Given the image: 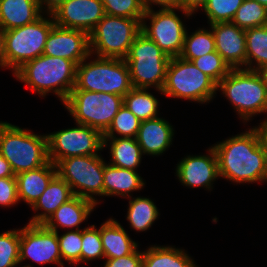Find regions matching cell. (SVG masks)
Masks as SVG:
<instances>
[{
	"instance_id": "obj_1",
	"label": "cell",
	"mask_w": 267,
	"mask_h": 267,
	"mask_svg": "<svg viewBox=\"0 0 267 267\" xmlns=\"http://www.w3.org/2000/svg\"><path fill=\"white\" fill-rule=\"evenodd\" d=\"M219 177L236 183L267 181V163L254 128L213 146Z\"/></svg>"
},
{
	"instance_id": "obj_2",
	"label": "cell",
	"mask_w": 267,
	"mask_h": 267,
	"mask_svg": "<svg viewBox=\"0 0 267 267\" xmlns=\"http://www.w3.org/2000/svg\"><path fill=\"white\" fill-rule=\"evenodd\" d=\"M76 66L71 60L42 54L25 62L14 75L42 97L53 91L64 103L75 87Z\"/></svg>"
},
{
	"instance_id": "obj_3",
	"label": "cell",
	"mask_w": 267,
	"mask_h": 267,
	"mask_svg": "<svg viewBox=\"0 0 267 267\" xmlns=\"http://www.w3.org/2000/svg\"><path fill=\"white\" fill-rule=\"evenodd\" d=\"M85 60L76 66V83L72 90L103 92L124 97L133 88L125 59L97 56L90 63Z\"/></svg>"
},
{
	"instance_id": "obj_4",
	"label": "cell",
	"mask_w": 267,
	"mask_h": 267,
	"mask_svg": "<svg viewBox=\"0 0 267 267\" xmlns=\"http://www.w3.org/2000/svg\"><path fill=\"white\" fill-rule=\"evenodd\" d=\"M0 154L15 175L44 166L49 162L47 135L6 123L0 130Z\"/></svg>"
},
{
	"instance_id": "obj_5",
	"label": "cell",
	"mask_w": 267,
	"mask_h": 267,
	"mask_svg": "<svg viewBox=\"0 0 267 267\" xmlns=\"http://www.w3.org/2000/svg\"><path fill=\"white\" fill-rule=\"evenodd\" d=\"M244 121L260 113H267V84L257 71L232 69L217 84Z\"/></svg>"
},
{
	"instance_id": "obj_6",
	"label": "cell",
	"mask_w": 267,
	"mask_h": 267,
	"mask_svg": "<svg viewBox=\"0 0 267 267\" xmlns=\"http://www.w3.org/2000/svg\"><path fill=\"white\" fill-rule=\"evenodd\" d=\"M170 59L153 40L140 32L125 58L133 88L153 86L161 92Z\"/></svg>"
},
{
	"instance_id": "obj_7",
	"label": "cell",
	"mask_w": 267,
	"mask_h": 267,
	"mask_svg": "<svg viewBox=\"0 0 267 267\" xmlns=\"http://www.w3.org/2000/svg\"><path fill=\"white\" fill-rule=\"evenodd\" d=\"M141 21L105 14L89 33L90 53L98 57L125 59L141 32Z\"/></svg>"
},
{
	"instance_id": "obj_8",
	"label": "cell",
	"mask_w": 267,
	"mask_h": 267,
	"mask_svg": "<svg viewBox=\"0 0 267 267\" xmlns=\"http://www.w3.org/2000/svg\"><path fill=\"white\" fill-rule=\"evenodd\" d=\"M217 84L201 72L192 61L178 57L170 59L161 93L199 103L210 102Z\"/></svg>"
},
{
	"instance_id": "obj_9",
	"label": "cell",
	"mask_w": 267,
	"mask_h": 267,
	"mask_svg": "<svg viewBox=\"0 0 267 267\" xmlns=\"http://www.w3.org/2000/svg\"><path fill=\"white\" fill-rule=\"evenodd\" d=\"M63 104L77 124L95 128L103 134L123 105V97L103 92L71 90Z\"/></svg>"
},
{
	"instance_id": "obj_10",
	"label": "cell",
	"mask_w": 267,
	"mask_h": 267,
	"mask_svg": "<svg viewBox=\"0 0 267 267\" xmlns=\"http://www.w3.org/2000/svg\"><path fill=\"white\" fill-rule=\"evenodd\" d=\"M54 25L53 16L50 14L49 19L43 18L42 15L30 24L6 30L4 68H11L15 72L25 62L41 56L47 36Z\"/></svg>"
},
{
	"instance_id": "obj_11",
	"label": "cell",
	"mask_w": 267,
	"mask_h": 267,
	"mask_svg": "<svg viewBox=\"0 0 267 267\" xmlns=\"http://www.w3.org/2000/svg\"><path fill=\"white\" fill-rule=\"evenodd\" d=\"M104 166L100 155L68 157L56 164L57 174L69 184L73 194L96 205L98 202L93 195L104 196Z\"/></svg>"
},
{
	"instance_id": "obj_12",
	"label": "cell",
	"mask_w": 267,
	"mask_h": 267,
	"mask_svg": "<svg viewBox=\"0 0 267 267\" xmlns=\"http://www.w3.org/2000/svg\"><path fill=\"white\" fill-rule=\"evenodd\" d=\"M77 125L47 135L48 158L53 164L68 157L98 155L103 149V134L99 130Z\"/></svg>"
},
{
	"instance_id": "obj_13",
	"label": "cell",
	"mask_w": 267,
	"mask_h": 267,
	"mask_svg": "<svg viewBox=\"0 0 267 267\" xmlns=\"http://www.w3.org/2000/svg\"><path fill=\"white\" fill-rule=\"evenodd\" d=\"M175 10L176 8H160L155 12L151 8L145 11L141 21V32L153 40L170 58L181 55L186 33V28ZM146 18L151 21V26L146 25Z\"/></svg>"
},
{
	"instance_id": "obj_14",
	"label": "cell",
	"mask_w": 267,
	"mask_h": 267,
	"mask_svg": "<svg viewBox=\"0 0 267 267\" xmlns=\"http://www.w3.org/2000/svg\"><path fill=\"white\" fill-rule=\"evenodd\" d=\"M31 258L40 264L56 263L64 266L57 232L43 224H29L20 229L19 263Z\"/></svg>"
},
{
	"instance_id": "obj_15",
	"label": "cell",
	"mask_w": 267,
	"mask_h": 267,
	"mask_svg": "<svg viewBox=\"0 0 267 267\" xmlns=\"http://www.w3.org/2000/svg\"><path fill=\"white\" fill-rule=\"evenodd\" d=\"M104 15L102 0H66L52 13L55 25L88 34Z\"/></svg>"
},
{
	"instance_id": "obj_16",
	"label": "cell",
	"mask_w": 267,
	"mask_h": 267,
	"mask_svg": "<svg viewBox=\"0 0 267 267\" xmlns=\"http://www.w3.org/2000/svg\"><path fill=\"white\" fill-rule=\"evenodd\" d=\"M43 55L65 58L78 65L91 56L89 34L54 25L47 36Z\"/></svg>"
},
{
	"instance_id": "obj_17",
	"label": "cell",
	"mask_w": 267,
	"mask_h": 267,
	"mask_svg": "<svg viewBox=\"0 0 267 267\" xmlns=\"http://www.w3.org/2000/svg\"><path fill=\"white\" fill-rule=\"evenodd\" d=\"M216 51L232 69L246 67L245 29L232 22L210 24Z\"/></svg>"
},
{
	"instance_id": "obj_18",
	"label": "cell",
	"mask_w": 267,
	"mask_h": 267,
	"mask_svg": "<svg viewBox=\"0 0 267 267\" xmlns=\"http://www.w3.org/2000/svg\"><path fill=\"white\" fill-rule=\"evenodd\" d=\"M208 155L187 156L176 167L179 181L188 187H206L210 190L212 182L219 177L218 160L213 147Z\"/></svg>"
},
{
	"instance_id": "obj_19",
	"label": "cell",
	"mask_w": 267,
	"mask_h": 267,
	"mask_svg": "<svg viewBox=\"0 0 267 267\" xmlns=\"http://www.w3.org/2000/svg\"><path fill=\"white\" fill-rule=\"evenodd\" d=\"M172 126L165 119L156 117L140 123L136 140L143 154L160 155L172 144Z\"/></svg>"
},
{
	"instance_id": "obj_20",
	"label": "cell",
	"mask_w": 267,
	"mask_h": 267,
	"mask_svg": "<svg viewBox=\"0 0 267 267\" xmlns=\"http://www.w3.org/2000/svg\"><path fill=\"white\" fill-rule=\"evenodd\" d=\"M56 175L57 167L51 161L39 168L15 175L19 201L24 200L32 206Z\"/></svg>"
},
{
	"instance_id": "obj_21",
	"label": "cell",
	"mask_w": 267,
	"mask_h": 267,
	"mask_svg": "<svg viewBox=\"0 0 267 267\" xmlns=\"http://www.w3.org/2000/svg\"><path fill=\"white\" fill-rule=\"evenodd\" d=\"M95 206L92 201L74 195L60 205L43 225L54 232H58V226L68 229L76 227L79 230L80 223L87 219Z\"/></svg>"
},
{
	"instance_id": "obj_22",
	"label": "cell",
	"mask_w": 267,
	"mask_h": 267,
	"mask_svg": "<svg viewBox=\"0 0 267 267\" xmlns=\"http://www.w3.org/2000/svg\"><path fill=\"white\" fill-rule=\"evenodd\" d=\"M74 196L69 184L58 174L50 181L43 194L31 206L35 211L44 212L33 216L29 224H44L63 203Z\"/></svg>"
},
{
	"instance_id": "obj_23",
	"label": "cell",
	"mask_w": 267,
	"mask_h": 267,
	"mask_svg": "<svg viewBox=\"0 0 267 267\" xmlns=\"http://www.w3.org/2000/svg\"><path fill=\"white\" fill-rule=\"evenodd\" d=\"M41 13L36 0H0V25L5 30L30 24L39 19Z\"/></svg>"
},
{
	"instance_id": "obj_24",
	"label": "cell",
	"mask_w": 267,
	"mask_h": 267,
	"mask_svg": "<svg viewBox=\"0 0 267 267\" xmlns=\"http://www.w3.org/2000/svg\"><path fill=\"white\" fill-rule=\"evenodd\" d=\"M104 258L113 259L133 253L138 244L131 240L118 221L110 218L100 226Z\"/></svg>"
},
{
	"instance_id": "obj_25",
	"label": "cell",
	"mask_w": 267,
	"mask_h": 267,
	"mask_svg": "<svg viewBox=\"0 0 267 267\" xmlns=\"http://www.w3.org/2000/svg\"><path fill=\"white\" fill-rule=\"evenodd\" d=\"M144 185L142 177L136 171L105 163L103 174L104 196L120 195L131 198L129 193L142 189Z\"/></svg>"
},
{
	"instance_id": "obj_26",
	"label": "cell",
	"mask_w": 267,
	"mask_h": 267,
	"mask_svg": "<svg viewBox=\"0 0 267 267\" xmlns=\"http://www.w3.org/2000/svg\"><path fill=\"white\" fill-rule=\"evenodd\" d=\"M110 142V165L136 171L143 155L136 138H103V148Z\"/></svg>"
},
{
	"instance_id": "obj_27",
	"label": "cell",
	"mask_w": 267,
	"mask_h": 267,
	"mask_svg": "<svg viewBox=\"0 0 267 267\" xmlns=\"http://www.w3.org/2000/svg\"><path fill=\"white\" fill-rule=\"evenodd\" d=\"M142 267H197L184 252L170 246H152L143 252Z\"/></svg>"
},
{
	"instance_id": "obj_28",
	"label": "cell",
	"mask_w": 267,
	"mask_h": 267,
	"mask_svg": "<svg viewBox=\"0 0 267 267\" xmlns=\"http://www.w3.org/2000/svg\"><path fill=\"white\" fill-rule=\"evenodd\" d=\"M245 36L246 68L244 69L257 71L267 64V25L246 29ZM253 61H256V67L252 65Z\"/></svg>"
},
{
	"instance_id": "obj_29",
	"label": "cell",
	"mask_w": 267,
	"mask_h": 267,
	"mask_svg": "<svg viewBox=\"0 0 267 267\" xmlns=\"http://www.w3.org/2000/svg\"><path fill=\"white\" fill-rule=\"evenodd\" d=\"M144 88H132L123 97V105L140 121L156 118L158 100Z\"/></svg>"
},
{
	"instance_id": "obj_30",
	"label": "cell",
	"mask_w": 267,
	"mask_h": 267,
	"mask_svg": "<svg viewBox=\"0 0 267 267\" xmlns=\"http://www.w3.org/2000/svg\"><path fill=\"white\" fill-rule=\"evenodd\" d=\"M129 201L127 220L136 231H146L158 218L159 212L149 198H132Z\"/></svg>"
},
{
	"instance_id": "obj_31",
	"label": "cell",
	"mask_w": 267,
	"mask_h": 267,
	"mask_svg": "<svg viewBox=\"0 0 267 267\" xmlns=\"http://www.w3.org/2000/svg\"><path fill=\"white\" fill-rule=\"evenodd\" d=\"M216 51L215 39L211 30L199 29L188 36H184V47L180 55L185 60L192 61L200 56Z\"/></svg>"
},
{
	"instance_id": "obj_32",
	"label": "cell",
	"mask_w": 267,
	"mask_h": 267,
	"mask_svg": "<svg viewBox=\"0 0 267 267\" xmlns=\"http://www.w3.org/2000/svg\"><path fill=\"white\" fill-rule=\"evenodd\" d=\"M231 22L245 30L267 25V8L256 0H243Z\"/></svg>"
},
{
	"instance_id": "obj_33",
	"label": "cell",
	"mask_w": 267,
	"mask_h": 267,
	"mask_svg": "<svg viewBox=\"0 0 267 267\" xmlns=\"http://www.w3.org/2000/svg\"><path fill=\"white\" fill-rule=\"evenodd\" d=\"M141 121L124 105L113 118L108 129L103 133V138H115L117 134L121 138H136Z\"/></svg>"
},
{
	"instance_id": "obj_34",
	"label": "cell",
	"mask_w": 267,
	"mask_h": 267,
	"mask_svg": "<svg viewBox=\"0 0 267 267\" xmlns=\"http://www.w3.org/2000/svg\"><path fill=\"white\" fill-rule=\"evenodd\" d=\"M192 63L216 84L223 80L232 70L217 51L193 59Z\"/></svg>"
},
{
	"instance_id": "obj_35",
	"label": "cell",
	"mask_w": 267,
	"mask_h": 267,
	"mask_svg": "<svg viewBox=\"0 0 267 267\" xmlns=\"http://www.w3.org/2000/svg\"><path fill=\"white\" fill-rule=\"evenodd\" d=\"M243 0H207L203 7L210 24L231 22Z\"/></svg>"
},
{
	"instance_id": "obj_36",
	"label": "cell",
	"mask_w": 267,
	"mask_h": 267,
	"mask_svg": "<svg viewBox=\"0 0 267 267\" xmlns=\"http://www.w3.org/2000/svg\"><path fill=\"white\" fill-rule=\"evenodd\" d=\"M105 14L124 18L143 19L142 0H102Z\"/></svg>"
},
{
	"instance_id": "obj_37",
	"label": "cell",
	"mask_w": 267,
	"mask_h": 267,
	"mask_svg": "<svg viewBox=\"0 0 267 267\" xmlns=\"http://www.w3.org/2000/svg\"><path fill=\"white\" fill-rule=\"evenodd\" d=\"M20 230L0 234V267H16L19 263Z\"/></svg>"
},
{
	"instance_id": "obj_38",
	"label": "cell",
	"mask_w": 267,
	"mask_h": 267,
	"mask_svg": "<svg viewBox=\"0 0 267 267\" xmlns=\"http://www.w3.org/2000/svg\"><path fill=\"white\" fill-rule=\"evenodd\" d=\"M81 262L91 261L104 257V249L101 242L100 229L95 225L82 230Z\"/></svg>"
},
{
	"instance_id": "obj_39",
	"label": "cell",
	"mask_w": 267,
	"mask_h": 267,
	"mask_svg": "<svg viewBox=\"0 0 267 267\" xmlns=\"http://www.w3.org/2000/svg\"><path fill=\"white\" fill-rule=\"evenodd\" d=\"M60 253L64 260L69 264L81 262V245H82V230H71L59 236Z\"/></svg>"
},
{
	"instance_id": "obj_40",
	"label": "cell",
	"mask_w": 267,
	"mask_h": 267,
	"mask_svg": "<svg viewBox=\"0 0 267 267\" xmlns=\"http://www.w3.org/2000/svg\"><path fill=\"white\" fill-rule=\"evenodd\" d=\"M18 201L16 176L0 178V205L9 207Z\"/></svg>"
},
{
	"instance_id": "obj_41",
	"label": "cell",
	"mask_w": 267,
	"mask_h": 267,
	"mask_svg": "<svg viewBox=\"0 0 267 267\" xmlns=\"http://www.w3.org/2000/svg\"><path fill=\"white\" fill-rule=\"evenodd\" d=\"M143 252L138 248L131 254L119 258L106 259L104 267H142Z\"/></svg>"
},
{
	"instance_id": "obj_42",
	"label": "cell",
	"mask_w": 267,
	"mask_h": 267,
	"mask_svg": "<svg viewBox=\"0 0 267 267\" xmlns=\"http://www.w3.org/2000/svg\"><path fill=\"white\" fill-rule=\"evenodd\" d=\"M207 0H180L179 10L183 11L188 17L191 16L199 7H204Z\"/></svg>"
},
{
	"instance_id": "obj_43",
	"label": "cell",
	"mask_w": 267,
	"mask_h": 267,
	"mask_svg": "<svg viewBox=\"0 0 267 267\" xmlns=\"http://www.w3.org/2000/svg\"><path fill=\"white\" fill-rule=\"evenodd\" d=\"M179 2L180 0H142L143 6L145 10H150L152 4H157L162 7V9L165 8H176L179 9Z\"/></svg>"
},
{
	"instance_id": "obj_44",
	"label": "cell",
	"mask_w": 267,
	"mask_h": 267,
	"mask_svg": "<svg viewBox=\"0 0 267 267\" xmlns=\"http://www.w3.org/2000/svg\"><path fill=\"white\" fill-rule=\"evenodd\" d=\"M254 130L257 132L260 145L264 151V156L267 163V119L260 123L259 127H255Z\"/></svg>"
},
{
	"instance_id": "obj_45",
	"label": "cell",
	"mask_w": 267,
	"mask_h": 267,
	"mask_svg": "<svg viewBox=\"0 0 267 267\" xmlns=\"http://www.w3.org/2000/svg\"><path fill=\"white\" fill-rule=\"evenodd\" d=\"M66 0H36L37 4L41 11L43 8L45 9L47 5V13L48 15L52 14L58 7H60ZM45 4V7L43 5Z\"/></svg>"
},
{
	"instance_id": "obj_46",
	"label": "cell",
	"mask_w": 267,
	"mask_h": 267,
	"mask_svg": "<svg viewBox=\"0 0 267 267\" xmlns=\"http://www.w3.org/2000/svg\"><path fill=\"white\" fill-rule=\"evenodd\" d=\"M15 176L10 163L0 154V178Z\"/></svg>"
},
{
	"instance_id": "obj_47",
	"label": "cell",
	"mask_w": 267,
	"mask_h": 267,
	"mask_svg": "<svg viewBox=\"0 0 267 267\" xmlns=\"http://www.w3.org/2000/svg\"><path fill=\"white\" fill-rule=\"evenodd\" d=\"M5 29L0 25V66L4 67V57H5Z\"/></svg>"
},
{
	"instance_id": "obj_48",
	"label": "cell",
	"mask_w": 267,
	"mask_h": 267,
	"mask_svg": "<svg viewBox=\"0 0 267 267\" xmlns=\"http://www.w3.org/2000/svg\"><path fill=\"white\" fill-rule=\"evenodd\" d=\"M257 72L260 74L264 82L267 84V64L260 67Z\"/></svg>"
},
{
	"instance_id": "obj_49",
	"label": "cell",
	"mask_w": 267,
	"mask_h": 267,
	"mask_svg": "<svg viewBox=\"0 0 267 267\" xmlns=\"http://www.w3.org/2000/svg\"><path fill=\"white\" fill-rule=\"evenodd\" d=\"M259 4H262L267 8V0H256Z\"/></svg>"
},
{
	"instance_id": "obj_50",
	"label": "cell",
	"mask_w": 267,
	"mask_h": 267,
	"mask_svg": "<svg viewBox=\"0 0 267 267\" xmlns=\"http://www.w3.org/2000/svg\"><path fill=\"white\" fill-rule=\"evenodd\" d=\"M7 122H0V130L2 129V127L6 124Z\"/></svg>"
},
{
	"instance_id": "obj_51",
	"label": "cell",
	"mask_w": 267,
	"mask_h": 267,
	"mask_svg": "<svg viewBox=\"0 0 267 267\" xmlns=\"http://www.w3.org/2000/svg\"><path fill=\"white\" fill-rule=\"evenodd\" d=\"M22 267H33V266H31V265L28 264V265H26V266H22Z\"/></svg>"
}]
</instances>
